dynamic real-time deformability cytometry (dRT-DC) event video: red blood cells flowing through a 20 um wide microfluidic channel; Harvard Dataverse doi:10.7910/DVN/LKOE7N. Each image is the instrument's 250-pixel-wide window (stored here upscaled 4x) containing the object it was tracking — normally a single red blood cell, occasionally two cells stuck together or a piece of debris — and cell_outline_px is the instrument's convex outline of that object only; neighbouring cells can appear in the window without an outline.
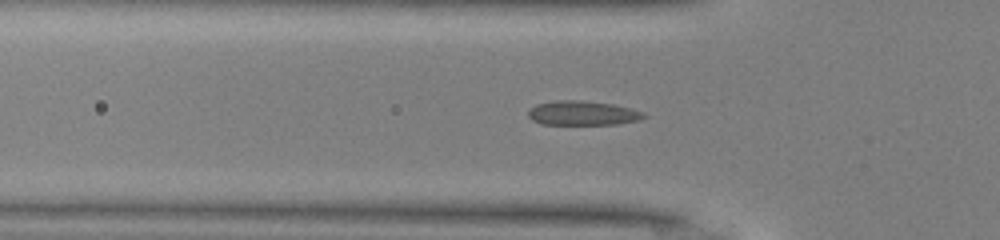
{"species": "common noctule bat (a hibernating species)", "species_latin": "Nyctalus noctula", "temperature_condition": "warm", "stored_images_in_passage": 38, "camera_frame_rate_fps": 3000, "um_per_image_px": 0.085, "animal": {"sex": "male", "body_mass_g": 13.0, "forearm_length_mm": 53.1}, "frame": {"image": 1, "passage_image": 5, "time_ms": 1.333, "image_size_px": [1000, 240], "cell_outline_px": [[648, 116], [640, 120], [616, 124], [540, 124], [532, 120], [528, 116], [528, 108], [536, 104], [556, 100], [580, 100], [612, 104], [644, 112]], "centroid_in_image_um": [49.49, 9.61], "position_along_channel_um": 76.3, "area_um2": 16.47}}
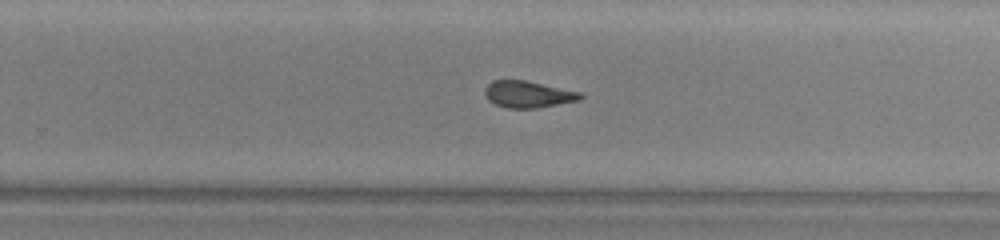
{"frame": {"image": 2, "passage_image": 20, "time_ms": 6.333, "image_size_px": [1000, 240], "cell_outline_px": [[584, 96], [580, 100], [536, 108], [508, 108], [496, 104], [488, 100], [484, 92], [484, 88], [492, 80], [524, 80], [584, 92]], "centroid_in_image_um": [44.92, 8.01], "position_along_channel_um": 284.9, "area_um2": 14.97}}
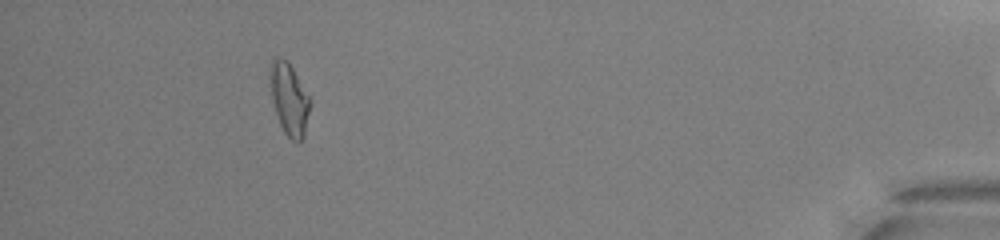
{"frame": {"image": 3, "passage_image": 34, "time_ms": 11.0, "image_size_px": [1000, 240], "cell_outline_px": [[312, 100], [304, 136], [296, 144], [284, 132], [280, 124], [272, 100], [268, 76], [268, 68], [272, 56], [288, 60]], "centroid_in_image_um": [24.57, 8.36], "position_along_channel_um": 410.6, "area_um2": 17.22}, "authors_computed_cell_mechanics": {"area_um2": 15.6927, "velocity_mm_per_s": 4.1778, "shape_relaxation_time_tau1_ms": 8.7674, "shape_relaxation_time_tau2_ms": 2.0898, "deformation_change_tau1": 0.2022, "deformation_change_tau2": 0.0612}}